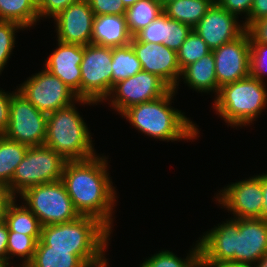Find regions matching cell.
<instances>
[{
    "label": "cell",
    "instance_id": "cell-36",
    "mask_svg": "<svg viewBox=\"0 0 267 267\" xmlns=\"http://www.w3.org/2000/svg\"><path fill=\"white\" fill-rule=\"evenodd\" d=\"M79 0H40L37 10L40 19H50L56 17L61 11L69 5ZM48 17V18H47Z\"/></svg>",
    "mask_w": 267,
    "mask_h": 267
},
{
    "label": "cell",
    "instance_id": "cell-25",
    "mask_svg": "<svg viewBox=\"0 0 267 267\" xmlns=\"http://www.w3.org/2000/svg\"><path fill=\"white\" fill-rule=\"evenodd\" d=\"M164 12L158 0H138L126 9L125 17L130 34L134 37Z\"/></svg>",
    "mask_w": 267,
    "mask_h": 267
},
{
    "label": "cell",
    "instance_id": "cell-27",
    "mask_svg": "<svg viewBox=\"0 0 267 267\" xmlns=\"http://www.w3.org/2000/svg\"><path fill=\"white\" fill-rule=\"evenodd\" d=\"M112 88L117 82L126 80L142 71V65L131 44L112 48Z\"/></svg>",
    "mask_w": 267,
    "mask_h": 267
},
{
    "label": "cell",
    "instance_id": "cell-45",
    "mask_svg": "<svg viewBox=\"0 0 267 267\" xmlns=\"http://www.w3.org/2000/svg\"><path fill=\"white\" fill-rule=\"evenodd\" d=\"M253 267H267V253Z\"/></svg>",
    "mask_w": 267,
    "mask_h": 267
},
{
    "label": "cell",
    "instance_id": "cell-12",
    "mask_svg": "<svg viewBox=\"0 0 267 267\" xmlns=\"http://www.w3.org/2000/svg\"><path fill=\"white\" fill-rule=\"evenodd\" d=\"M170 89L157 75L142 70L114 84L104 102L107 101L109 106L121 115L133 105L164 96Z\"/></svg>",
    "mask_w": 267,
    "mask_h": 267
},
{
    "label": "cell",
    "instance_id": "cell-31",
    "mask_svg": "<svg viewBox=\"0 0 267 267\" xmlns=\"http://www.w3.org/2000/svg\"><path fill=\"white\" fill-rule=\"evenodd\" d=\"M19 30L23 31L25 28L16 22L0 21V75L17 44L15 39Z\"/></svg>",
    "mask_w": 267,
    "mask_h": 267
},
{
    "label": "cell",
    "instance_id": "cell-20",
    "mask_svg": "<svg viewBox=\"0 0 267 267\" xmlns=\"http://www.w3.org/2000/svg\"><path fill=\"white\" fill-rule=\"evenodd\" d=\"M181 77L179 82L183 81L185 85L197 93H214L216 96L218 95L215 59L212 51L186 66L181 72Z\"/></svg>",
    "mask_w": 267,
    "mask_h": 267
},
{
    "label": "cell",
    "instance_id": "cell-49",
    "mask_svg": "<svg viewBox=\"0 0 267 267\" xmlns=\"http://www.w3.org/2000/svg\"><path fill=\"white\" fill-rule=\"evenodd\" d=\"M0 267H8L3 261L0 260Z\"/></svg>",
    "mask_w": 267,
    "mask_h": 267
},
{
    "label": "cell",
    "instance_id": "cell-48",
    "mask_svg": "<svg viewBox=\"0 0 267 267\" xmlns=\"http://www.w3.org/2000/svg\"><path fill=\"white\" fill-rule=\"evenodd\" d=\"M161 4H162V6L164 7L166 4H168L169 2H171V1H174V0H158Z\"/></svg>",
    "mask_w": 267,
    "mask_h": 267
},
{
    "label": "cell",
    "instance_id": "cell-43",
    "mask_svg": "<svg viewBox=\"0 0 267 267\" xmlns=\"http://www.w3.org/2000/svg\"><path fill=\"white\" fill-rule=\"evenodd\" d=\"M261 185L263 192V207L261 213V219L267 222V172L261 174Z\"/></svg>",
    "mask_w": 267,
    "mask_h": 267
},
{
    "label": "cell",
    "instance_id": "cell-17",
    "mask_svg": "<svg viewBox=\"0 0 267 267\" xmlns=\"http://www.w3.org/2000/svg\"><path fill=\"white\" fill-rule=\"evenodd\" d=\"M238 19L239 17L230 14L215 2L193 31L207 43L212 51L237 39L246 31L244 23L241 24Z\"/></svg>",
    "mask_w": 267,
    "mask_h": 267
},
{
    "label": "cell",
    "instance_id": "cell-15",
    "mask_svg": "<svg viewBox=\"0 0 267 267\" xmlns=\"http://www.w3.org/2000/svg\"><path fill=\"white\" fill-rule=\"evenodd\" d=\"M130 44L141 62L142 70L157 75L177 92L182 72L177 52L163 44L140 42L135 36Z\"/></svg>",
    "mask_w": 267,
    "mask_h": 267
},
{
    "label": "cell",
    "instance_id": "cell-38",
    "mask_svg": "<svg viewBox=\"0 0 267 267\" xmlns=\"http://www.w3.org/2000/svg\"><path fill=\"white\" fill-rule=\"evenodd\" d=\"M14 91H7L0 89V135L3 134L9 125L10 120V103Z\"/></svg>",
    "mask_w": 267,
    "mask_h": 267
},
{
    "label": "cell",
    "instance_id": "cell-2",
    "mask_svg": "<svg viewBox=\"0 0 267 267\" xmlns=\"http://www.w3.org/2000/svg\"><path fill=\"white\" fill-rule=\"evenodd\" d=\"M103 155L66 161L61 181L79 215L97 218L112 232L118 196L109 175L108 157Z\"/></svg>",
    "mask_w": 267,
    "mask_h": 267
},
{
    "label": "cell",
    "instance_id": "cell-16",
    "mask_svg": "<svg viewBox=\"0 0 267 267\" xmlns=\"http://www.w3.org/2000/svg\"><path fill=\"white\" fill-rule=\"evenodd\" d=\"M95 14L87 0H79L69 5L53 18L57 41L66 44H91Z\"/></svg>",
    "mask_w": 267,
    "mask_h": 267
},
{
    "label": "cell",
    "instance_id": "cell-22",
    "mask_svg": "<svg viewBox=\"0 0 267 267\" xmlns=\"http://www.w3.org/2000/svg\"><path fill=\"white\" fill-rule=\"evenodd\" d=\"M40 0H0V21H12L28 30L39 23ZM38 21V22H37Z\"/></svg>",
    "mask_w": 267,
    "mask_h": 267
},
{
    "label": "cell",
    "instance_id": "cell-24",
    "mask_svg": "<svg viewBox=\"0 0 267 267\" xmlns=\"http://www.w3.org/2000/svg\"><path fill=\"white\" fill-rule=\"evenodd\" d=\"M72 250H50L41 240L37 242L32 261L26 267H85Z\"/></svg>",
    "mask_w": 267,
    "mask_h": 267
},
{
    "label": "cell",
    "instance_id": "cell-46",
    "mask_svg": "<svg viewBox=\"0 0 267 267\" xmlns=\"http://www.w3.org/2000/svg\"><path fill=\"white\" fill-rule=\"evenodd\" d=\"M204 267H242L237 265H229V264H201Z\"/></svg>",
    "mask_w": 267,
    "mask_h": 267
},
{
    "label": "cell",
    "instance_id": "cell-29",
    "mask_svg": "<svg viewBox=\"0 0 267 267\" xmlns=\"http://www.w3.org/2000/svg\"><path fill=\"white\" fill-rule=\"evenodd\" d=\"M40 238L41 236H30L9 230L7 245V266L10 267L12 265L10 259H13L16 256V258L19 257L20 260H22V264H18V266L26 267L34 257L37 242L40 240Z\"/></svg>",
    "mask_w": 267,
    "mask_h": 267
},
{
    "label": "cell",
    "instance_id": "cell-28",
    "mask_svg": "<svg viewBox=\"0 0 267 267\" xmlns=\"http://www.w3.org/2000/svg\"><path fill=\"white\" fill-rule=\"evenodd\" d=\"M193 243L186 258L176 256L173 251L161 250L147 257L139 267H198L201 265L200 247L198 240Z\"/></svg>",
    "mask_w": 267,
    "mask_h": 267
},
{
    "label": "cell",
    "instance_id": "cell-1",
    "mask_svg": "<svg viewBox=\"0 0 267 267\" xmlns=\"http://www.w3.org/2000/svg\"><path fill=\"white\" fill-rule=\"evenodd\" d=\"M201 264L253 267L267 253V222L228 218L198 239Z\"/></svg>",
    "mask_w": 267,
    "mask_h": 267
},
{
    "label": "cell",
    "instance_id": "cell-8",
    "mask_svg": "<svg viewBox=\"0 0 267 267\" xmlns=\"http://www.w3.org/2000/svg\"><path fill=\"white\" fill-rule=\"evenodd\" d=\"M17 197L36 215L42 226L67 223L80 216L61 180L30 187Z\"/></svg>",
    "mask_w": 267,
    "mask_h": 267
},
{
    "label": "cell",
    "instance_id": "cell-14",
    "mask_svg": "<svg viewBox=\"0 0 267 267\" xmlns=\"http://www.w3.org/2000/svg\"><path fill=\"white\" fill-rule=\"evenodd\" d=\"M218 93L223 85L250 76V37L245 31L237 39L212 50Z\"/></svg>",
    "mask_w": 267,
    "mask_h": 267
},
{
    "label": "cell",
    "instance_id": "cell-41",
    "mask_svg": "<svg viewBox=\"0 0 267 267\" xmlns=\"http://www.w3.org/2000/svg\"><path fill=\"white\" fill-rule=\"evenodd\" d=\"M15 196L4 186H0V222L5 221L8 206L15 200Z\"/></svg>",
    "mask_w": 267,
    "mask_h": 267
},
{
    "label": "cell",
    "instance_id": "cell-3",
    "mask_svg": "<svg viewBox=\"0 0 267 267\" xmlns=\"http://www.w3.org/2000/svg\"><path fill=\"white\" fill-rule=\"evenodd\" d=\"M176 93L178 92L170 89L160 98L133 105L126 109L121 117L136 130L155 140H196L200 137L199 126L185 116L184 112L171 106Z\"/></svg>",
    "mask_w": 267,
    "mask_h": 267
},
{
    "label": "cell",
    "instance_id": "cell-13",
    "mask_svg": "<svg viewBox=\"0 0 267 267\" xmlns=\"http://www.w3.org/2000/svg\"><path fill=\"white\" fill-rule=\"evenodd\" d=\"M216 196V197H215ZM214 196L222 209L230 211L234 219L260 218L263 207L261 174L227 184Z\"/></svg>",
    "mask_w": 267,
    "mask_h": 267
},
{
    "label": "cell",
    "instance_id": "cell-37",
    "mask_svg": "<svg viewBox=\"0 0 267 267\" xmlns=\"http://www.w3.org/2000/svg\"><path fill=\"white\" fill-rule=\"evenodd\" d=\"M215 2L221 8L236 17H239L238 15L242 16L243 14L245 16V20L241 22H246L251 11L253 0H215Z\"/></svg>",
    "mask_w": 267,
    "mask_h": 267
},
{
    "label": "cell",
    "instance_id": "cell-42",
    "mask_svg": "<svg viewBox=\"0 0 267 267\" xmlns=\"http://www.w3.org/2000/svg\"><path fill=\"white\" fill-rule=\"evenodd\" d=\"M9 228L5 221L0 222V260L7 265V245Z\"/></svg>",
    "mask_w": 267,
    "mask_h": 267
},
{
    "label": "cell",
    "instance_id": "cell-21",
    "mask_svg": "<svg viewBox=\"0 0 267 267\" xmlns=\"http://www.w3.org/2000/svg\"><path fill=\"white\" fill-rule=\"evenodd\" d=\"M214 3L215 0H174L166 4L163 10L172 20L193 29Z\"/></svg>",
    "mask_w": 267,
    "mask_h": 267
},
{
    "label": "cell",
    "instance_id": "cell-19",
    "mask_svg": "<svg viewBox=\"0 0 267 267\" xmlns=\"http://www.w3.org/2000/svg\"><path fill=\"white\" fill-rule=\"evenodd\" d=\"M125 15H96L93 20L91 44L105 47L129 45L132 40Z\"/></svg>",
    "mask_w": 267,
    "mask_h": 267
},
{
    "label": "cell",
    "instance_id": "cell-18",
    "mask_svg": "<svg viewBox=\"0 0 267 267\" xmlns=\"http://www.w3.org/2000/svg\"><path fill=\"white\" fill-rule=\"evenodd\" d=\"M57 48L45 60L44 67L58 77L80 99L81 69L84 46L57 42Z\"/></svg>",
    "mask_w": 267,
    "mask_h": 267
},
{
    "label": "cell",
    "instance_id": "cell-23",
    "mask_svg": "<svg viewBox=\"0 0 267 267\" xmlns=\"http://www.w3.org/2000/svg\"><path fill=\"white\" fill-rule=\"evenodd\" d=\"M28 147L25 144L7 139L3 134L0 135V186H9Z\"/></svg>",
    "mask_w": 267,
    "mask_h": 267
},
{
    "label": "cell",
    "instance_id": "cell-33",
    "mask_svg": "<svg viewBox=\"0 0 267 267\" xmlns=\"http://www.w3.org/2000/svg\"><path fill=\"white\" fill-rule=\"evenodd\" d=\"M266 73L267 45L262 43H255L250 38V76L260 80L261 82H266Z\"/></svg>",
    "mask_w": 267,
    "mask_h": 267
},
{
    "label": "cell",
    "instance_id": "cell-47",
    "mask_svg": "<svg viewBox=\"0 0 267 267\" xmlns=\"http://www.w3.org/2000/svg\"><path fill=\"white\" fill-rule=\"evenodd\" d=\"M138 0H122L126 8L134 5Z\"/></svg>",
    "mask_w": 267,
    "mask_h": 267
},
{
    "label": "cell",
    "instance_id": "cell-10",
    "mask_svg": "<svg viewBox=\"0 0 267 267\" xmlns=\"http://www.w3.org/2000/svg\"><path fill=\"white\" fill-rule=\"evenodd\" d=\"M34 74L16 89L41 112L48 115L79 99L72 89L45 68Z\"/></svg>",
    "mask_w": 267,
    "mask_h": 267
},
{
    "label": "cell",
    "instance_id": "cell-9",
    "mask_svg": "<svg viewBox=\"0 0 267 267\" xmlns=\"http://www.w3.org/2000/svg\"><path fill=\"white\" fill-rule=\"evenodd\" d=\"M112 48L88 44L80 64V99L103 103L112 90Z\"/></svg>",
    "mask_w": 267,
    "mask_h": 267
},
{
    "label": "cell",
    "instance_id": "cell-11",
    "mask_svg": "<svg viewBox=\"0 0 267 267\" xmlns=\"http://www.w3.org/2000/svg\"><path fill=\"white\" fill-rule=\"evenodd\" d=\"M47 134V114L38 110L17 89L12 94L10 120L3 135L29 147L44 145Z\"/></svg>",
    "mask_w": 267,
    "mask_h": 267
},
{
    "label": "cell",
    "instance_id": "cell-4",
    "mask_svg": "<svg viewBox=\"0 0 267 267\" xmlns=\"http://www.w3.org/2000/svg\"><path fill=\"white\" fill-rule=\"evenodd\" d=\"M111 232L92 216L42 226L40 240L50 250H72L85 264L99 260L110 245Z\"/></svg>",
    "mask_w": 267,
    "mask_h": 267
},
{
    "label": "cell",
    "instance_id": "cell-35",
    "mask_svg": "<svg viewBox=\"0 0 267 267\" xmlns=\"http://www.w3.org/2000/svg\"><path fill=\"white\" fill-rule=\"evenodd\" d=\"M96 15H125L126 7L122 0H87Z\"/></svg>",
    "mask_w": 267,
    "mask_h": 267
},
{
    "label": "cell",
    "instance_id": "cell-5",
    "mask_svg": "<svg viewBox=\"0 0 267 267\" xmlns=\"http://www.w3.org/2000/svg\"><path fill=\"white\" fill-rule=\"evenodd\" d=\"M95 105L78 99L71 105L47 115V134L44 145L60 154L66 161L87 160L95 157L92 135L75 104Z\"/></svg>",
    "mask_w": 267,
    "mask_h": 267
},
{
    "label": "cell",
    "instance_id": "cell-30",
    "mask_svg": "<svg viewBox=\"0 0 267 267\" xmlns=\"http://www.w3.org/2000/svg\"><path fill=\"white\" fill-rule=\"evenodd\" d=\"M211 52L207 43L193 30L177 51L178 64L181 71Z\"/></svg>",
    "mask_w": 267,
    "mask_h": 267
},
{
    "label": "cell",
    "instance_id": "cell-34",
    "mask_svg": "<svg viewBox=\"0 0 267 267\" xmlns=\"http://www.w3.org/2000/svg\"><path fill=\"white\" fill-rule=\"evenodd\" d=\"M192 30L190 26L168 17L165 46L177 52Z\"/></svg>",
    "mask_w": 267,
    "mask_h": 267
},
{
    "label": "cell",
    "instance_id": "cell-6",
    "mask_svg": "<svg viewBox=\"0 0 267 267\" xmlns=\"http://www.w3.org/2000/svg\"><path fill=\"white\" fill-rule=\"evenodd\" d=\"M266 85L251 76L223 85L212 109L228 126H250L267 107Z\"/></svg>",
    "mask_w": 267,
    "mask_h": 267
},
{
    "label": "cell",
    "instance_id": "cell-26",
    "mask_svg": "<svg viewBox=\"0 0 267 267\" xmlns=\"http://www.w3.org/2000/svg\"><path fill=\"white\" fill-rule=\"evenodd\" d=\"M17 199L8 206L6 212L5 222L9 230L30 236H41L42 225L39 219L23 203L18 205Z\"/></svg>",
    "mask_w": 267,
    "mask_h": 267
},
{
    "label": "cell",
    "instance_id": "cell-40",
    "mask_svg": "<svg viewBox=\"0 0 267 267\" xmlns=\"http://www.w3.org/2000/svg\"><path fill=\"white\" fill-rule=\"evenodd\" d=\"M267 16V0H253L248 20L244 23L247 28L252 22Z\"/></svg>",
    "mask_w": 267,
    "mask_h": 267
},
{
    "label": "cell",
    "instance_id": "cell-32",
    "mask_svg": "<svg viewBox=\"0 0 267 267\" xmlns=\"http://www.w3.org/2000/svg\"><path fill=\"white\" fill-rule=\"evenodd\" d=\"M168 26V16L163 12L147 27L138 32L135 37L140 42L165 45L166 33Z\"/></svg>",
    "mask_w": 267,
    "mask_h": 267
},
{
    "label": "cell",
    "instance_id": "cell-39",
    "mask_svg": "<svg viewBox=\"0 0 267 267\" xmlns=\"http://www.w3.org/2000/svg\"><path fill=\"white\" fill-rule=\"evenodd\" d=\"M246 31L255 43L267 45V16L252 22Z\"/></svg>",
    "mask_w": 267,
    "mask_h": 267
},
{
    "label": "cell",
    "instance_id": "cell-7",
    "mask_svg": "<svg viewBox=\"0 0 267 267\" xmlns=\"http://www.w3.org/2000/svg\"><path fill=\"white\" fill-rule=\"evenodd\" d=\"M65 163L60 154L46 145L28 147L7 188L17 198L30 187L60 181Z\"/></svg>",
    "mask_w": 267,
    "mask_h": 267
},
{
    "label": "cell",
    "instance_id": "cell-44",
    "mask_svg": "<svg viewBox=\"0 0 267 267\" xmlns=\"http://www.w3.org/2000/svg\"><path fill=\"white\" fill-rule=\"evenodd\" d=\"M105 256L106 254H104L99 260L86 264L85 267H109V260Z\"/></svg>",
    "mask_w": 267,
    "mask_h": 267
}]
</instances>
